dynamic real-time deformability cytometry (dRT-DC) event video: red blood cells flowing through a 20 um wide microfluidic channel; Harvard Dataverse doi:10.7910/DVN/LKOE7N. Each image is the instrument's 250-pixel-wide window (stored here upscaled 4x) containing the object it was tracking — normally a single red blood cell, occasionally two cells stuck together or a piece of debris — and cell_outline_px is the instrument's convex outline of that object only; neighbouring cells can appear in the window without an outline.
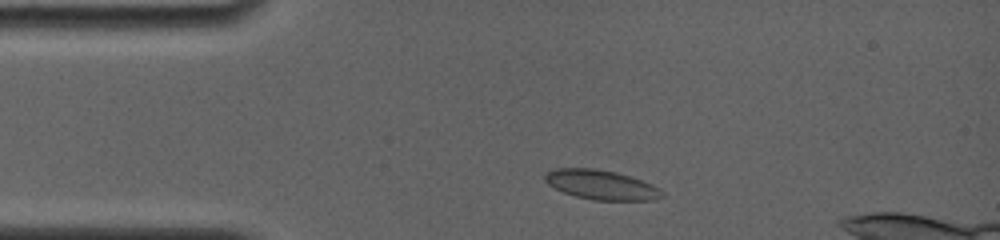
{"species": "common noctule bat (a hibernating species)", "species_latin": "Nyctalus noctula", "temperature_condition": "room temperature", "stored_images_in_passage": 28, "camera_frame_rate_fps": 4000, "um_per_image_px": 0.085, "animal": {"sex": "female", "body_mass_g": 19.0, "forearm_length_mm": 56.7}, "frame": {"image": 1, "passage_image": 2, "time_ms": 0.5, "image_size_px": [1000, 240], "cell_outline_px": [[664, 196], [652, 200], [592, 200], [576, 196], [564, 192], [548, 184], [544, 180], [544, 172], [556, 168], [596, 168], [616, 172], [652, 184], [660, 188], [664, 192]], "centroid_in_image_um": [51.09, 15.7], "position_along_channel_um": 33.9, "area_um2": 20.17}}
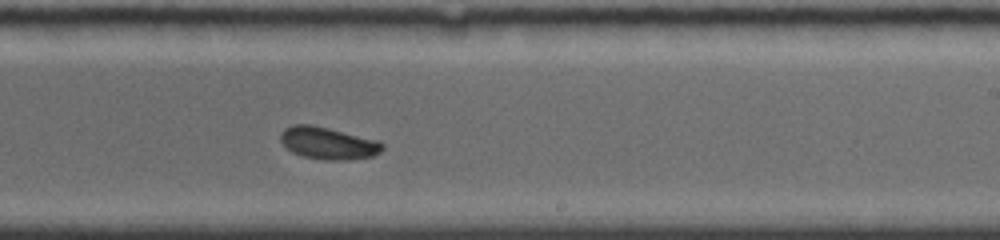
{"frame": {"image": 2, "passage_image": 17, "time_ms": 7.25, "image_size_px": [1000, 240], "cell_outline_px": [[384, 148], [380, 152], [372, 156], [352, 160], [324, 160], [304, 156], [292, 152], [280, 140], [280, 132], [284, 128], [296, 124], [312, 124], [380, 140], [384, 144]], "centroid_in_image_um": [27.92, 12.16], "position_along_channel_um": 261.1, "area_um2": 19.31}}
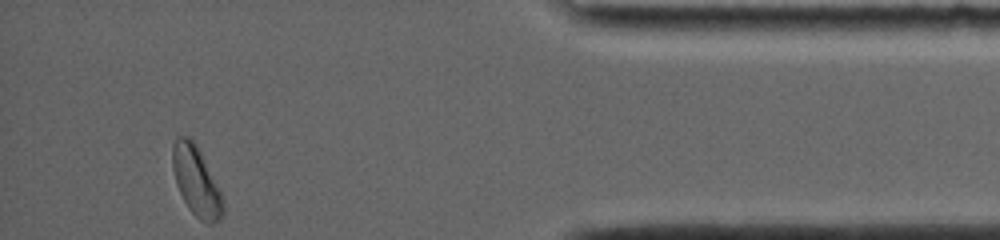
{"frame": {"image": 3, "passage_image": 28, "time_ms": 12.25, "image_size_px": [1000, 240], "cell_outline_px": [[224, 212], [212, 224], [208, 224], [200, 220], [188, 208], [176, 184], [172, 168], [172, 148], [176, 136], [188, 136], [192, 140], [200, 152], [220, 192], [224, 204]], "centroid_in_image_um": [16.65, 15.4], "position_along_channel_um": 418.6, "area_um2": 19.94}, "authors_computed_cell_mechanics": {"area_um2": 19.4786, "velocity_mm_per_s": 3.8294, "shape_relaxation_time_tau1_ms": 3.9408, "shape_relaxation_time_tau2_ms": null, "deformation_change_tau1": 0.0841, "deformation_change_tau2": null}}